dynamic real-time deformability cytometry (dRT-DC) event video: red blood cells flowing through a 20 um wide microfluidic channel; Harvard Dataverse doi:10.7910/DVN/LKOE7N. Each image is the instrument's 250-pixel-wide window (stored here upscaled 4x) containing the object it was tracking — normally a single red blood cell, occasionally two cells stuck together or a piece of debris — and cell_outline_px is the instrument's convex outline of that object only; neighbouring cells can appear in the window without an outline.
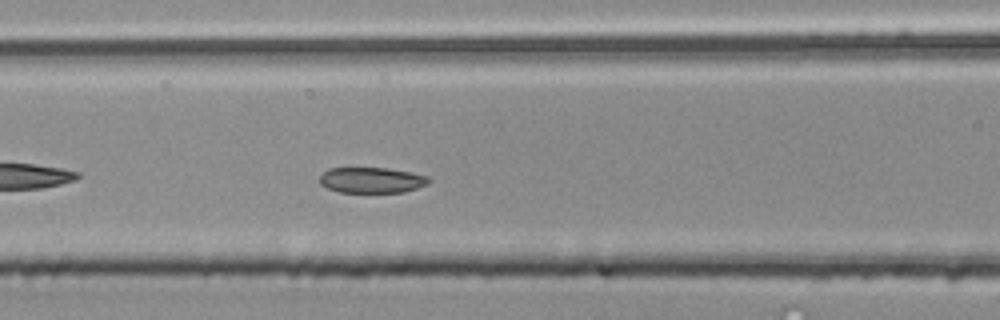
{"species": "common noctule bat (a hibernating species)", "species_latin": "Nyctalus noctula", "temperature_condition": "room temperature", "stored_images_in_passage": 38, "camera_frame_rate_fps": 3000, "um_per_image_px": 0.085, "animal": {"sex": "male", "body_mass_g": 20.4}, "frame": {"image": 1, "passage_image": 6, "time_ms": 1.667, "image_size_px": [1000, 320], "cell_outline_px": [[432, 180], [428, 184], [404, 192], [340, 192], [328, 188], [320, 184], [320, 176], [328, 168], [388, 168], [412, 172], [428, 176]], "centroid_in_image_um": [31.62, 15.3], "position_along_channel_um": 135.0, "area_um2": 16.36}, "authors_computed_cell_mechanics": {"area_um2": 17.0799, "velocity_mm_per_s": 3.8681, "shape_relaxation_time_tau1_ms": null, "shape_relaxation_time_tau2_ms": 2.5056, "deformation_change_tau1": null, "deformation_change_tau2": 0.0583}}